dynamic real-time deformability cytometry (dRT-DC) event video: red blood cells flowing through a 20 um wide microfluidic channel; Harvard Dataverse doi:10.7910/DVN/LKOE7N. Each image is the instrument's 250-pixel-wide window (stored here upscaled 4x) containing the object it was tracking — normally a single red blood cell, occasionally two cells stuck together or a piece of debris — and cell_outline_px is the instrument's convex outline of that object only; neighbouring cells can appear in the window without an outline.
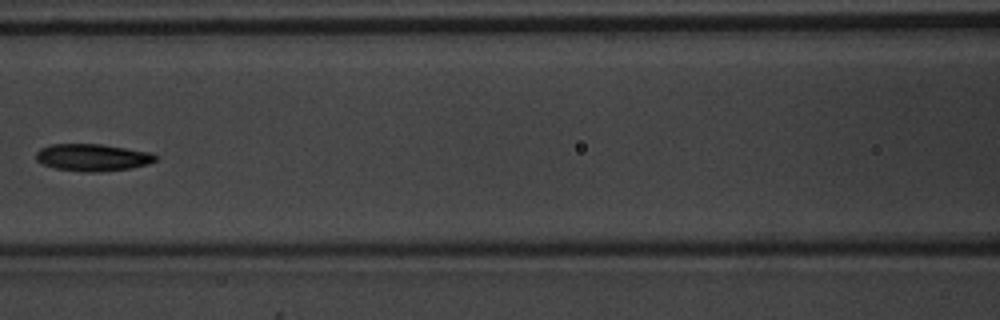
{"species": "common noctule bat (a hibernating species)", "species_latin": "Nyctalus noctula", "temperature_condition": "warm", "stored_images_in_passage": 7, "camera_frame_rate_fps": 3000, "um_per_image_px": 0.085, "animal": {"sex": "male", "body_mass_g": 20.1, "forearm_length_mm": 53.5}, "frame": {"image": 1, "passage_image": 6, "time_ms": 1.667, "image_size_px": [1000, 320], "cell_outline_px": [[156, 160], [148, 164], [132, 168], [96, 172], [84, 172], [56, 168], [44, 164], [36, 160], [36, 152], [40, 148], [52, 144], [100, 144], [152, 152], [156, 156]], "centroid_in_image_um": [7.88, 13.38], "position_along_channel_um": 158.7, "area_um2": 18.84}}
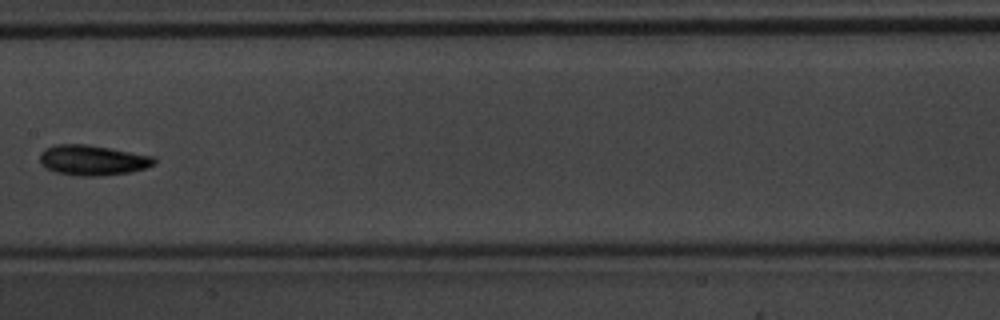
{"frame": {"image": 2, "passage_image": 7, "time_ms": 2.0, "image_size_px": [1000, 320], "cell_outline_px": [[156, 164], [132, 172], [100, 176], [76, 176], [56, 172], [44, 168], [40, 164], [40, 152], [44, 148], [56, 144], [88, 144], [156, 156]], "centroid_in_image_um": [7.87, 13.61], "position_along_channel_um": 199.5, "area_um2": 20.58}}